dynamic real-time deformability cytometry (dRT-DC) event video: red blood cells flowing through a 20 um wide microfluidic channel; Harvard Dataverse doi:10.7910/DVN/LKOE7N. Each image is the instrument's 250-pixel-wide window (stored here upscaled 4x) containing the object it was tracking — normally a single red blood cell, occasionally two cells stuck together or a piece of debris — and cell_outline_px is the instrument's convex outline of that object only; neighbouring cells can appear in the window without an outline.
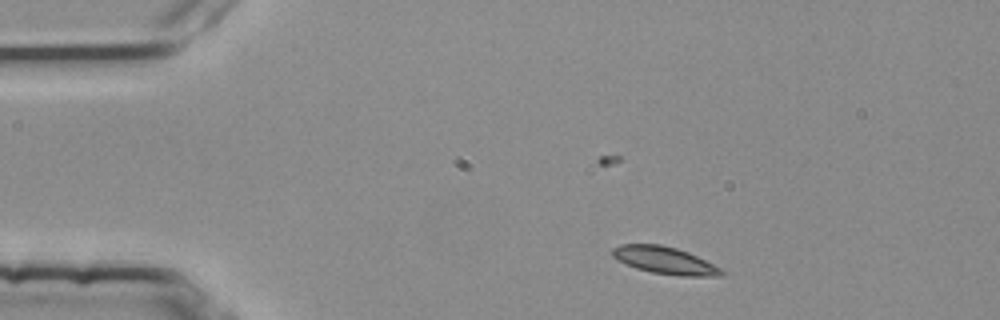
{"species": "common noctule bat (a hibernating species)", "species_latin": "Nyctalus noctula", "temperature_condition": "room temperature", "stored_images_in_passage": 3, "camera_frame_rate_fps": 3000, "um_per_image_px": 0.085, "animal": {"sex": "female", "body_mass_g": 25.1}, "frame": {"image": 1, "passage_image": 1, "time_ms": 0.0, "image_size_px": [1000, 320], "cell_outline_px": [[724, 272], [720, 276], [680, 276], [652, 272], [636, 268], [616, 260], [612, 256], [612, 248], [620, 244], [660, 244], [676, 248], [688, 252], [720, 268]], "centroid_in_image_um": [56.45, 22.12], "position_along_channel_um": 28.5, "area_um2": 17.17}}
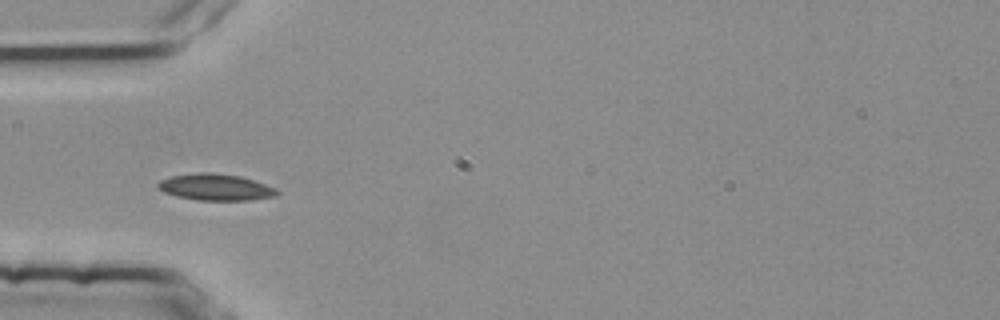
{"frame": {"image": 2, "passage_image": 3, "time_ms": 0.667, "image_size_px": [1000, 320], "cell_outline_px": [[280, 192], [276, 196], [248, 200], [200, 200], [176, 196], [164, 192], [156, 188], [156, 184], [160, 180], [172, 176], [200, 172], [212, 172], [240, 176], [276, 188]], "centroid_in_image_um": [18.3, 15.91], "position_along_channel_um": 66.7, "area_um2": 18.32}}